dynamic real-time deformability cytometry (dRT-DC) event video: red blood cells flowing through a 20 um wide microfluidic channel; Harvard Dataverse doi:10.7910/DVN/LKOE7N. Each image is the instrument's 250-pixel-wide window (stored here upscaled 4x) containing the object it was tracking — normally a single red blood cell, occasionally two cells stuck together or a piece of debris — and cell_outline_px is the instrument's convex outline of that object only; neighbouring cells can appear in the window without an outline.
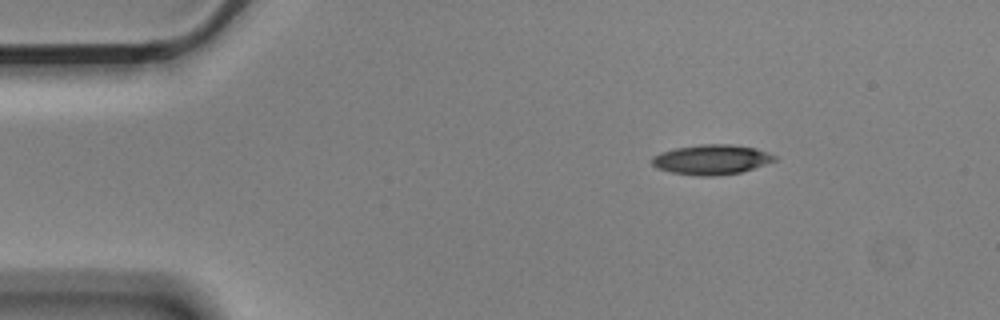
{"species": "Egyptian fruit bat (a non-hibernating species)", "species_latin": "Rousettus aegyptiacus", "temperature_condition": "cold", "stored_images_in_passage": 6, "camera_frame_rate_fps": 3000, "um_per_image_px": 0.085, "animal": {"sex": "male"}, "frame": {"image": 1, "passage_image": 3, "time_ms": 0.667, "image_size_px": [1000, 320], "cell_outline_px": [[776, 160], [740, 172], [716, 176], [696, 176], [672, 172], [656, 168], [652, 164], [652, 156], [660, 152], [676, 148], [700, 144], [732, 144], [756, 148], [768, 152], [776, 156]], "centroid_in_image_um": [60.45, 13.56], "position_along_channel_um": 24.5, "area_um2": 21.33}}
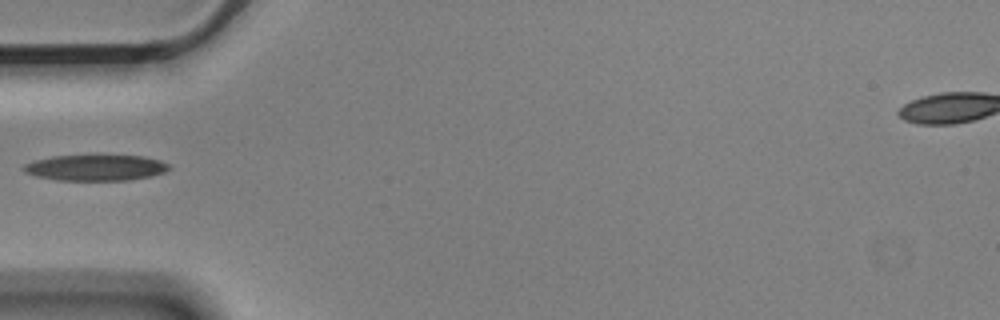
{"frame": {"image": 2, "passage_image": 6, "time_ms": 1.667, "image_size_px": [1000, 320], "cell_outline_px": [[172, 168], [164, 172], [148, 176], [128, 180], [56, 180], [36, 176], [24, 172], [20, 168], [24, 164], [36, 160], [52, 156], [96, 152], [144, 156], [160, 160], [168, 164]], "centroid_in_image_um": [8.11, 14.19], "position_along_channel_um": 76.9, "area_um2": 23.12}}